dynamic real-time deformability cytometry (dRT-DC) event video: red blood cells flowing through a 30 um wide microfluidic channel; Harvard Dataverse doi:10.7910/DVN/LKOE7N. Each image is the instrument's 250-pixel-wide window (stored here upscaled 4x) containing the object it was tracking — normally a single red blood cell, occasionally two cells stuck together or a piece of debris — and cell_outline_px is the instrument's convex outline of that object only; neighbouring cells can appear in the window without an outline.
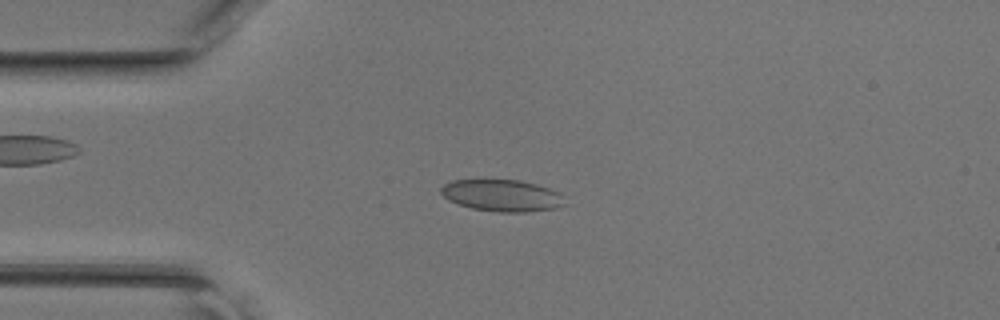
{"species": "common noctule bat (a hibernating species)", "species_latin": "Nyctalus noctula", "temperature_condition": "room temperature", "stored_images_in_passage": 44, "camera_frame_rate_fps": 3000, "um_per_image_px": 0.085, "animal": {"sex": "female", "body_mass_g": 17.0, "forearm_length_mm": 48.0}, "frame": {"image": 1, "passage_image": 10, "time_ms": 3.0, "image_size_px": [1000, 320], "cell_outline_px": [[564, 204], [556, 208], [524, 212], [500, 212], [472, 208], [448, 200], [440, 192], [440, 188], [444, 184], [452, 180], [484, 176], [520, 180], [536, 184], [548, 188], [556, 192]], "centroid_in_image_um": [42.55, 16.55], "position_along_channel_um": 42.5, "area_um2": 23.47}}
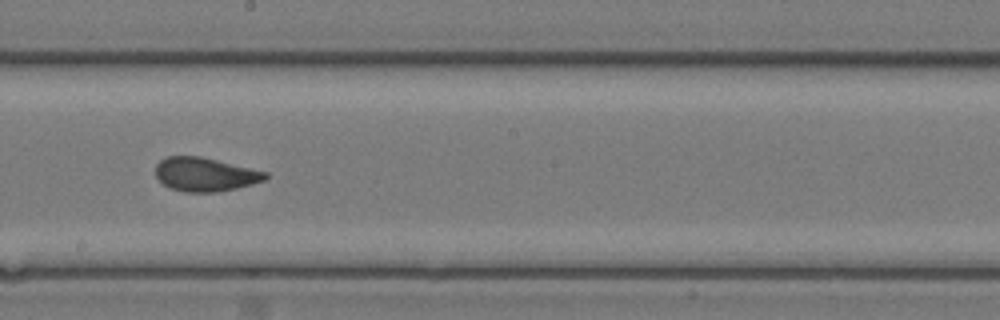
{"frame": {"image": 2, "passage_image": 24, "time_ms": 7.667, "image_size_px": [1000, 320], "cell_outline_px": [[268, 176], [264, 180], [252, 184], [236, 188], [216, 192], [184, 192], [172, 188], [164, 184], [156, 176], [156, 164], [160, 160], [168, 156], [200, 156], [268, 172]], "centroid_in_image_um": [17.43, 14.82], "position_along_channel_um": 230.8, "area_um2": 21.44}}
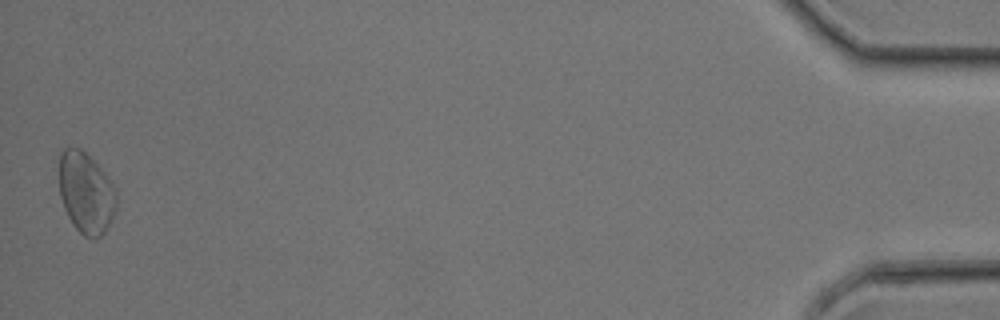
{"frame": {"image": 3, "passage_image": 44, "time_ms": 14.333, "image_size_px": [1000, 320], "cell_outline_px": [[116, 208], [104, 232], [96, 240], [84, 236], [72, 224], [64, 208], [60, 196], [60, 152], [64, 148], [80, 148], [108, 176], [116, 192]], "centroid_in_image_um": [7.3, 16.41], "position_along_channel_um": 427.9, "area_um2": 26.76}}